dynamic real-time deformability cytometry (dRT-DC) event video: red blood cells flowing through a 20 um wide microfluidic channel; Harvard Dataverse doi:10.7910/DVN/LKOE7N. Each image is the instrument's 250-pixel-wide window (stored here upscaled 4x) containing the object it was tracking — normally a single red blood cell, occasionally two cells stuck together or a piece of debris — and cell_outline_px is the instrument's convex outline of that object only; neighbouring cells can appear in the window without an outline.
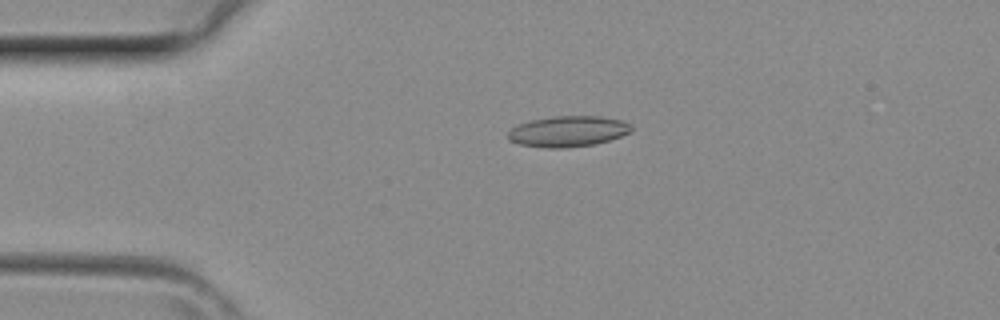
{"species": "common noctule bat (a hibernating species)", "species_latin": "Nyctalus noctula", "temperature_condition": "room temperature", "stored_images_in_passage": 3, "camera_frame_rate_fps": 3000, "um_per_image_px": 0.085, "animal": {"sex": "female", "body_mass_g": 29.2, "forearm_length_mm": 56.3}, "frame": {"image": 1, "passage_image": 3, "time_ms": 0.667, "image_size_px": [1000, 320], "cell_outline_px": [[632, 132], [596, 144], [568, 148], [544, 148], [520, 144], [508, 140], [508, 132], [512, 128], [520, 124], [532, 120], [556, 116], [600, 116], [620, 120], [632, 124]], "centroid_in_image_um": [48.3, 11.17], "position_along_channel_um": 36.7, "area_um2": 22.14}}